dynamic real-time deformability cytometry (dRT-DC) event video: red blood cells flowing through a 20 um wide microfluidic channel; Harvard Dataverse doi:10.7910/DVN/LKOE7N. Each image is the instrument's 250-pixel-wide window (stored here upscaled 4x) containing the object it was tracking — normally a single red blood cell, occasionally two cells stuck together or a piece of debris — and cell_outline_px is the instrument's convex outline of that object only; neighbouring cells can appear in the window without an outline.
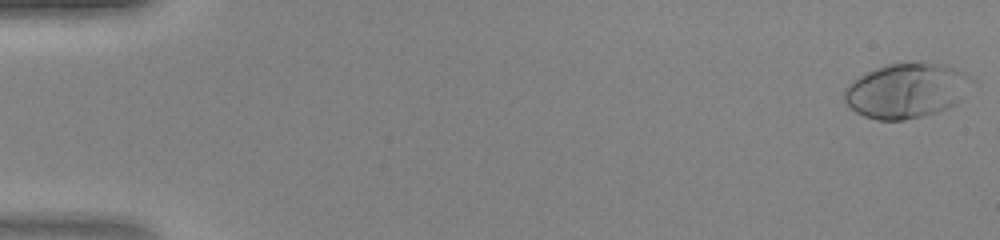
{"species": "human", "species_latin": "Homo sapiens", "temperature_condition": "warm", "stored_images_in_passage": 48, "camera_frame_rate_fps": 3000, "um_per_image_px": 0.085, "donor": {"sex": "female"}, "frame": {"image": 1, "passage_image": 1, "time_ms": 0.0, "image_size_px": [1000, 240], "cell_outline_px": [[976, 80], [956, 104], [936, 112], [904, 120], [876, 120], [864, 116], [856, 112], [844, 100], [844, 88], [856, 76], [864, 72], [884, 64], [924, 60], [940, 64], [952, 68], [972, 76]], "centroid_in_image_um": [77.03, 7.66], "position_along_channel_um": 8.0, "area_um2": 41.33}}
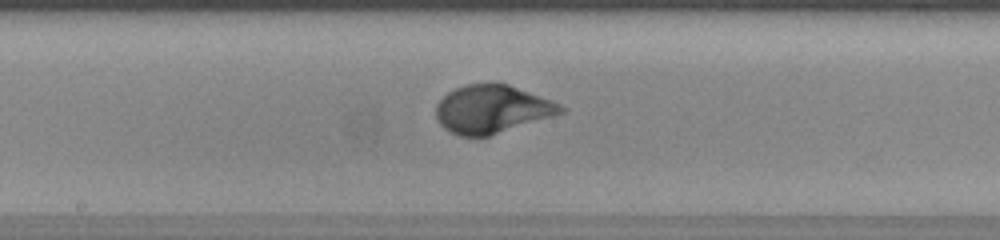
{"frame": {"image": 2, "passage_image": 26, "time_ms": 8.333, "image_size_px": [1000, 240], "cell_outline_px": [[568, 108], [564, 112], [552, 116], [488, 136], [460, 136], [444, 128], [440, 124], [436, 116], [436, 104], [448, 92], [464, 84], [508, 84], [552, 100]], "centroid_in_image_um": [41.82, 9.28], "position_along_channel_um": 206.4, "area_um2": 34.56}}
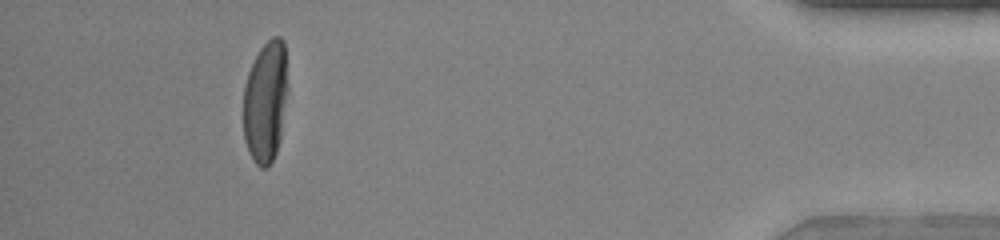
{"frame": {"image": 3, "passage_image": 44, "time_ms": 14.333, "image_size_px": [1000, 240], "cell_outline_px": [[288, 88], [280, 140], [276, 152], [268, 168], [260, 168], [256, 164], [248, 152], [244, 140], [244, 84], [248, 72], [260, 48], [272, 36], [280, 36], [284, 40], [288, 84]], "centroid_in_image_um": [22.58, 8.63], "position_along_channel_um": 412.6, "area_um2": 31.85}}